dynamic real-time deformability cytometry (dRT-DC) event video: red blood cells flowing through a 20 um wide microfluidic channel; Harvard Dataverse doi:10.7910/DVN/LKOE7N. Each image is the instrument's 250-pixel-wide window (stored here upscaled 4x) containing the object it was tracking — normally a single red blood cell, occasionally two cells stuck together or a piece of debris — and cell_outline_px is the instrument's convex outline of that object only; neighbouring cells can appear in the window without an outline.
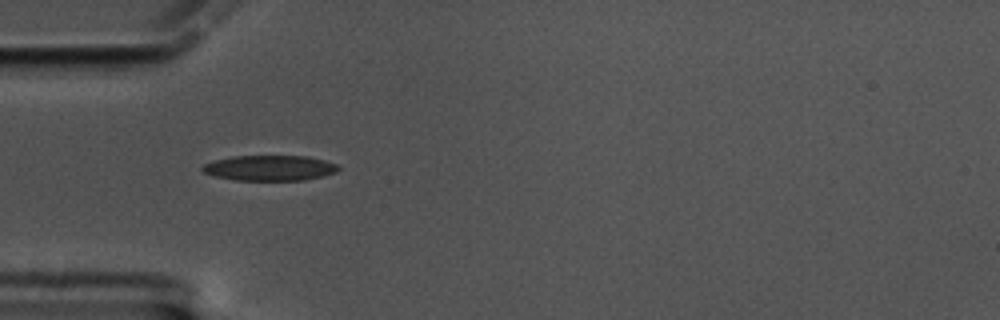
{"species": "common noctule bat (a hibernating species)", "species_latin": "Nyctalus noctula", "temperature_condition": "cold", "stored_images_in_passage": 42, "camera_frame_rate_fps": 3000, "um_per_image_px": 0.085, "animal": {"sex": "male", "body_mass_g": 17.5, "forearm_length_mm": 52.3}, "frame": {"image": 1, "passage_image": 1, "time_ms": 0.0, "image_size_px": [1000, 320], "cell_outline_px": [[340, 168], [336, 172], [324, 176], [304, 180], [236, 180], [216, 176], [204, 172], [200, 168], [204, 164], [216, 160], [232, 156], [308, 156], [324, 160], [336, 164]], "centroid_in_image_um": [22.95, 14.27], "position_along_channel_um": 62.0, "area_um2": 20.0}}
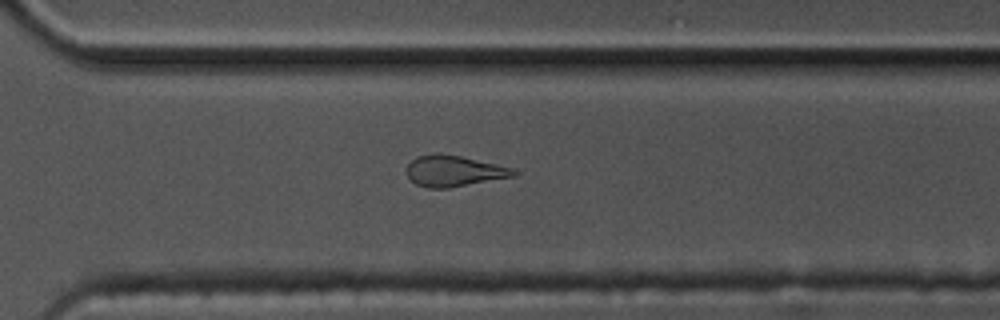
{"frame": {"image": 2, "passage_image": 25, "time_ms": 8.0, "image_size_px": [1000, 320], "cell_outline_px": [[516, 176], [448, 188], [428, 188], [416, 184], [408, 176], [404, 168], [416, 156], [432, 152], [436, 152], [460, 156], [496, 164], [512, 168], [516, 172]], "centroid_in_image_um": [38.53, 14.52], "position_along_channel_um": 332.1, "area_um2": 19.42}}
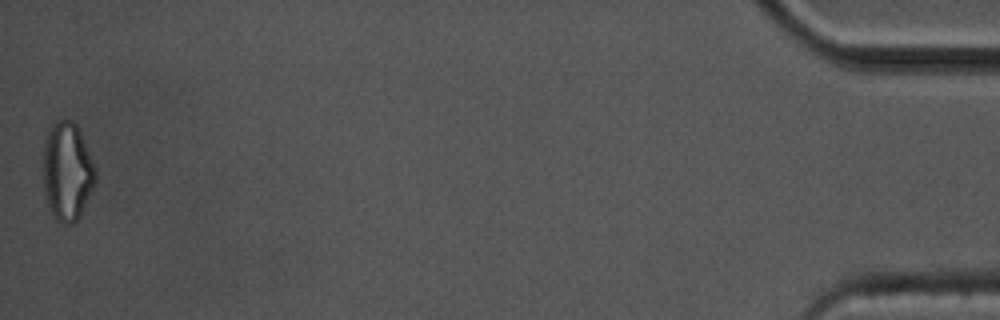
{"frame": {"image": 3, "passage_image": 42, "time_ms": 13.667, "image_size_px": [1000, 320], "cell_outline_px": [[96, 180], [80, 216], [72, 224], [64, 224], [56, 220], [48, 212], [44, 196], [44, 140], [52, 124], [56, 120], [72, 120], [80, 128], [96, 168]], "centroid_in_image_um": [5.71, 14.58], "position_along_channel_um": 429.5, "area_um2": 30.46}, "authors_computed_cell_mechanics": {"area_um2": 20.1433, "velocity_mm_per_s": 3.3991, "shape_relaxation_time_tau1_ms": 6.5959, "shape_relaxation_time_tau2_ms": 4.2714, "deformation_change_tau1": 0.1764, "deformation_change_tau2": 0.1386}}